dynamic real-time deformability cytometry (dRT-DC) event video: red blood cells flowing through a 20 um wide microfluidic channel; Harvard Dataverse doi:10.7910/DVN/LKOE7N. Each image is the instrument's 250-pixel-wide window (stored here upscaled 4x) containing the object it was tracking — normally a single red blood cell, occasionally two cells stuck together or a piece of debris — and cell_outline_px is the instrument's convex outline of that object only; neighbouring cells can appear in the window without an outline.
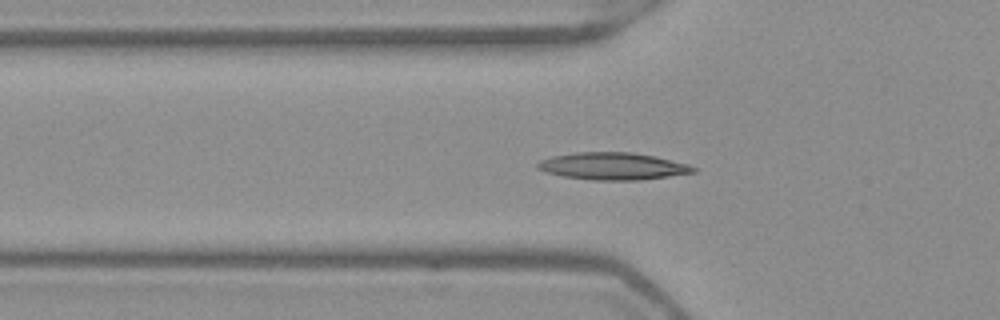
{"species": "Egyptian fruit bat (a non-hibernating species)", "species_latin": "Rousettus aegyptiacus", "temperature_condition": "warm", "stored_images_in_passage": 53, "camera_frame_rate_fps": 3000, "um_per_image_px": 0.085, "frame": {"image": 1, "passage_image": 18, "time_ms": 5.667, "image_size_px": [1000, 320], "cell_outline_px": [[696, 172], [640, 180], [592, 180], [564, 176], [544, 172], [536, 168], [536, 164], [540, 160], [552, 156], [576, 152], [632, 152], [656, 156], [688, 164], [696, 168]], "centroid_in_image_um": [52.07, 14.12], "position_along_channel_um": 73.7, "area_um2": 24.74}}
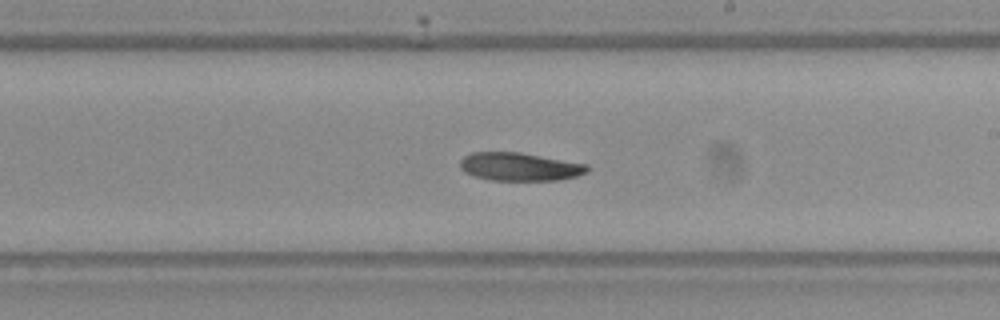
{"frame": {"image": 2, "passage_image": 31, "time_ms": 10.0, "image_size_px": [1000, 320], "cell_outline_px": [[588, 172], [576, 176], [560, 180], [492, 180], [476, 176], [464, 172], [460, 168], [460, 160], [464, 156], [472, 152], [520, 152], [588, 164]], "centroid_in_image_um": [44.18, 14.16], "position_along_channel_um": 244.8, "area_um2": 20.87}}
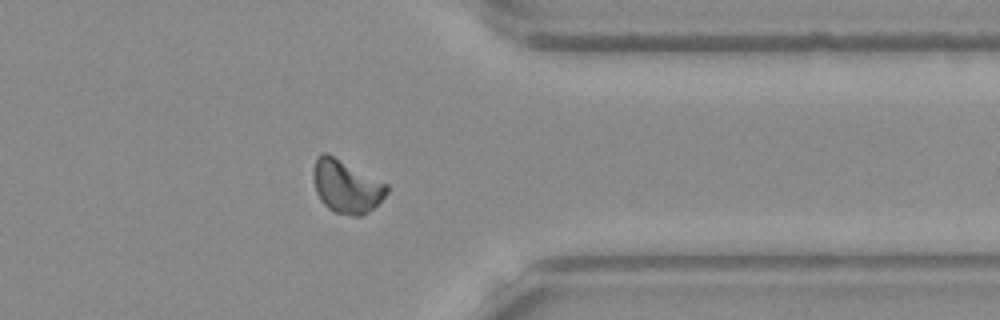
{"frame": {"image": 3, "passage_image": 42, "time_ms": 13.667, "image_size_px": [1000, 320], "cell_outline_px": [[388, 192], [368, 212], [360, 216], [352, 216], [336, 212], [328, 208], [320, 200], [316, 192], [312, 172], [316, 160], [324, 152], [328, 152], [388, 184]], "centroid_in_image_um": [29.43, 15.83], "position_along_channel_um": 382.0, "area_um2": 22.6}}